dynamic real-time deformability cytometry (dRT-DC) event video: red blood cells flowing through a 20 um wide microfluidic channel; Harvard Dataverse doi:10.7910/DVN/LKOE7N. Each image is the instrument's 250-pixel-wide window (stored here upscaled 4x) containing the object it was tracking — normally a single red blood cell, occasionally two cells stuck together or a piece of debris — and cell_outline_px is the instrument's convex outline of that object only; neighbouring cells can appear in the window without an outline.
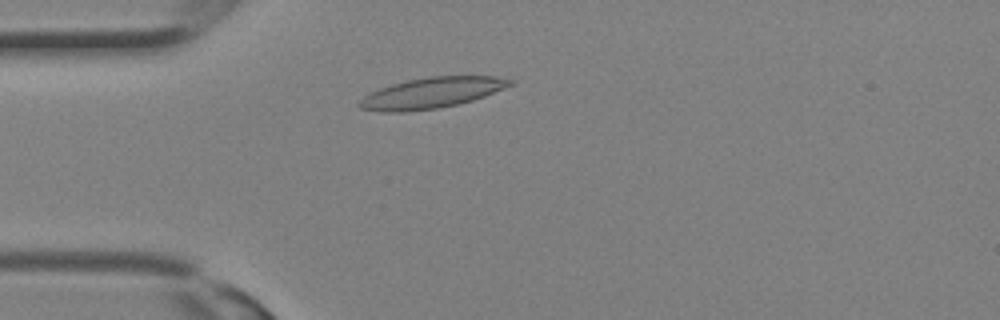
{"species": "Egyptian fruit bat (a non-hibernating species)", "species_latin": "Rousettus aegyptiacus", "temperature_condition": "room temperature", "stored_images_in_passage": 8, "camera_frame_rate_fps": 3000, "um_per_image_px": 0.085, "animal": {"sex": "female"}, "frame": {"image": 1, "passage_image": 5, "time_ms": 1.333, "image_size_px": [1000, 320], "cell_outline_px": [[516, 84], [484, 96], [460, 104], [440, 108], [408, 112], [380, 112], [360, 108], [356, 104], [364, 96], [380, 88], [392, 84], [408, 80], [428, 76], [496, 76], [516, 80]], "centroid_in_image_um": [36.73, 7.9], "position_along_channel_um": 48.3, "area_um2": 27.28}}
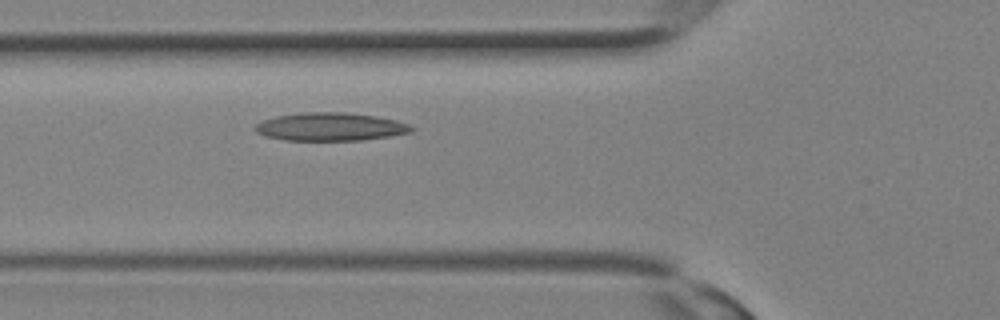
{"frame": {"image": 2, "passage_image": 8, "time_ms": 2.333, "image_size_px": [1000, 320], "cell_outline_px": [[416, 128], [412, 132], [392, 136], [360, 140], [284, 140], [264, 136], [256, 132], [252, 128], [260, 120], [276, 116], [300, 112], [344, 112], [376, 116], [396, 120], [408, 124]], "centroid_in_image_um": [28.05, 10.77], "position_along_channel_um": 97.7, "area_um2": 25.89}}